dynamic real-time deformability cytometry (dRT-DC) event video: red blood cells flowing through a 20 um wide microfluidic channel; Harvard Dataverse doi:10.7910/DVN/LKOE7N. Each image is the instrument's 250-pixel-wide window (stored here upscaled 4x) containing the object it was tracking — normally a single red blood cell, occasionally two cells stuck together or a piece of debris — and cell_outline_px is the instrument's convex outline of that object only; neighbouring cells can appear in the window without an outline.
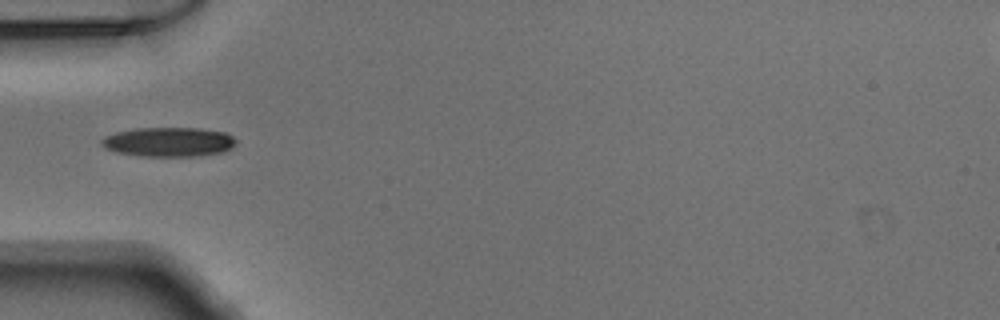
{"species": "Egyptian fruit bat (a non-hibernating species)", "species_latin": "Rousettus aegyptiacus", "temperature_condition": "warm", "stored_images_in_passage": 35, "camera_frame_rate_fps": 3000, "um_per_image_px": 0.085, "animal": {"sex": "male"}, "frame": {"image": 1, "passage_image": 1, "time_ms": 0.0, "image_size_px": [1000, 320], "cell_outline_px": [[236, 144], [232, 148], [220, 152], [196, 156], [144, 156], [116, 152], [104, 148], [100, 144], [100, 140], [104, 136], [116, 132], [136, 128], [200, 128], [224, 132], [232, 136], [236, 140]], "centroid_in_image_um": [14.31, 12.06], "position_along_channel_um": 70.7, "area_um2": 23.06}}
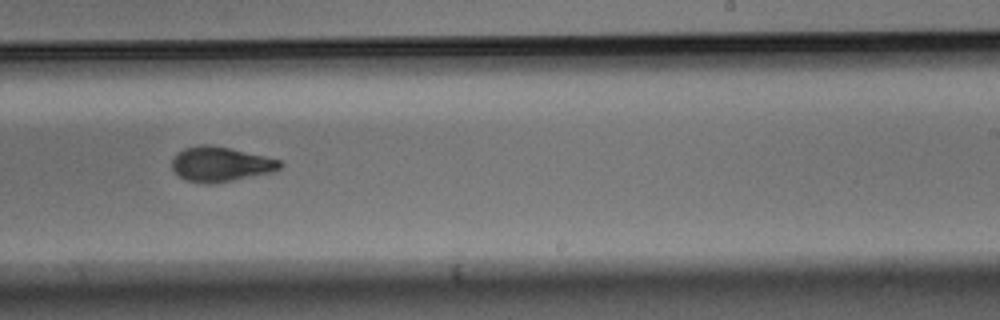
{"frame": {"image": 2, "passage_image": 16, "time_ms": 5.0, "image_size_px": [1000, 320], "cell_outline_px": [[284, 164], [280, 168], [272, 172], [232, 180], [208, 184], [184, 180], [172, 168], [172, 160], [184, 148], [196, 144], [208, 144], [228, 148], [264, 156], [280, 160]], "centroid_in_image_um": [18.74, 13.95], "position_along_channel_um": 270.3, "area_um2": 21.62}}
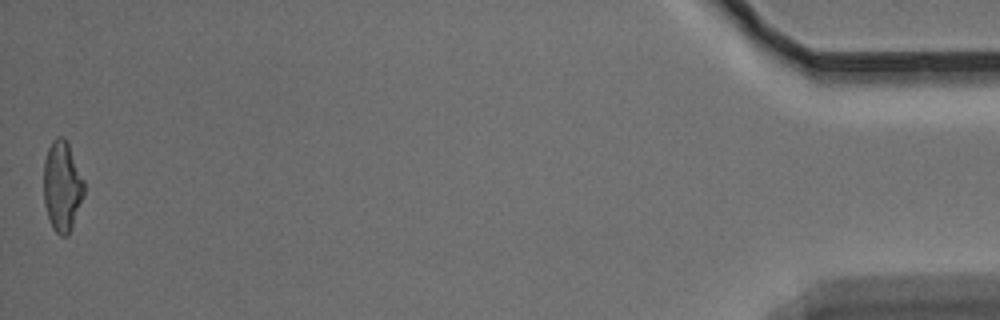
{"frame": {"image": 3, "passage_image": 35, "time_ms": 11.333, "image_size_px": [1000, 320], "cell_outline_px": [[84, 192], [72, 228], [68, 236], [60, 236], [52, 228], [44, 204], [44, 160], [48, 148], [52, 140], [56, 136], [64, 136], [68, 144], [84, 180]], "centroid_in_image_um": [5.27, 15.83], "position_along_channel_um": 429.9, "area_um2": 21.21}}